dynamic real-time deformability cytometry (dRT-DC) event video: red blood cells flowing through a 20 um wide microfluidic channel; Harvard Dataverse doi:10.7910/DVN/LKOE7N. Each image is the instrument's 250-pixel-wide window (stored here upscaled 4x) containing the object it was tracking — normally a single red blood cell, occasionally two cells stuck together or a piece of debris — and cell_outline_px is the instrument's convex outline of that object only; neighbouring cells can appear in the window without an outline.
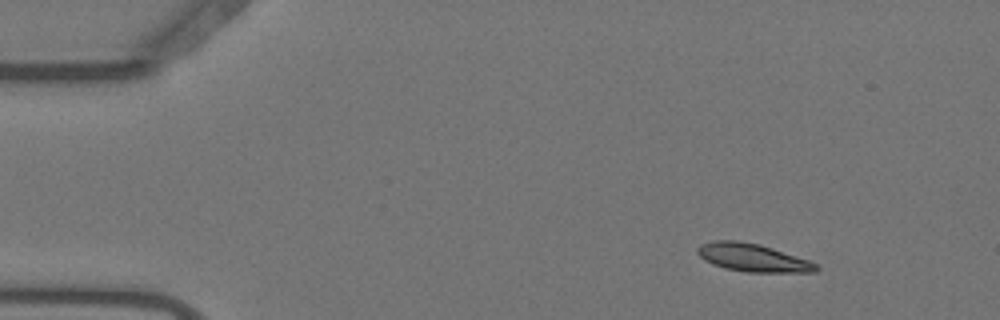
{"species": "Egyptian fruit bat (a non-hibernating species)", "species_latin": "Rousettus aegyptiacus", "temperature_condition": "warm", "stored_images_in_passage": 55, "camera_frame_rate_fps": 3000, "um_per_image_px": 0.085, "animal": {"sex": "female"}, "frame": {"image": 1, "passage_image": 7, "time_ms": 2.0, "image_size_px": [1000, 320], "cell_outline_px": [[820, 268], [816, 272], [748, 272], [724, 268], [712, 264], [704, 260], [696, 252], [696, 248], [700, 244], [712, 240], [740, 240], [760, 244], [808, 260], [816, 264]], "centroid_in_image_um": [63.93, 21.89], "position_along_channel_um": 21.1, "area_um2": 19.42}}
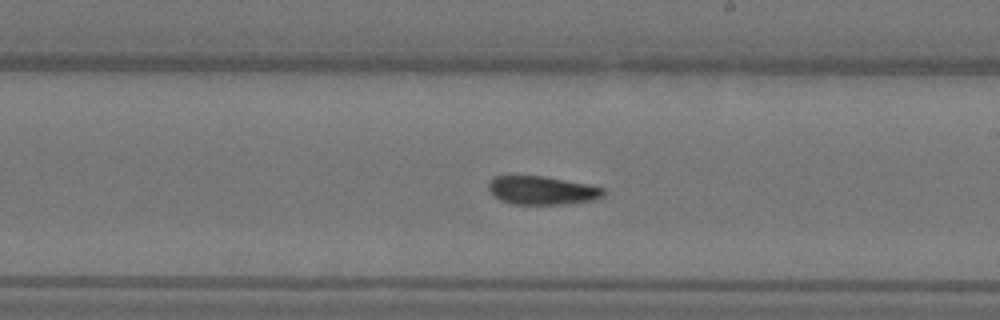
{"frame": {"image": 2, "passage_image": 32, "time_ms": 10.333, "image_size_px": [1000, 320], "cell_outline_px": [[604, 196], [600, 200], [564, 204], [512, 204], [500, 200], [488, 188], [488, 184], [496, 176], [544, 176], [588, 184], [604, 188]], "centroid_in_image_um": [46.15, 16.19], "position_along_channel_um": 242.9, "area_um2": 19.07}}
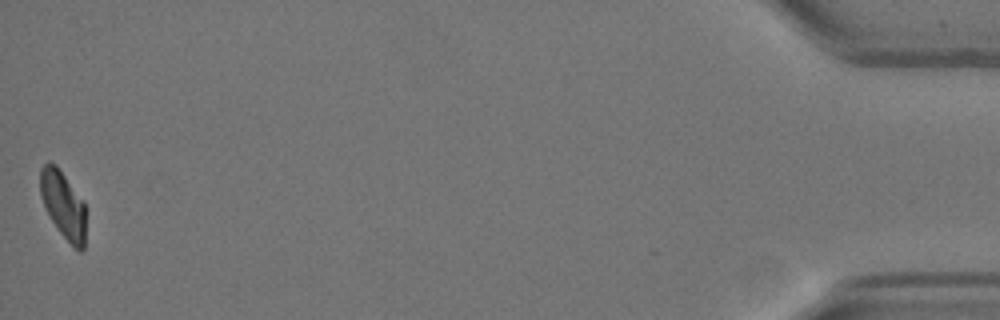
{"frame": {"image": 3, "passage_image": 55, "time_ms": 18.0, "image_size_px": [1000, 320], "cell_outline_px": [[84, 248], [80, 252], [72, 248], [60, 232], [52, 220], [40, 196], [40, 168], [48, 160], [56, 164], [84, 200]], "centroid_in_image_um": [5.37, 17.38], "position_along_channel_um": 429.8, "area_um2": 17.92}, "authors_computed_cell_mechanics": {"area_um2": 19.363, "velocity_mm_per_s": 3.6876, "shape_relaxation_time_tau1_ms": 5.2749, "shape_relaxation_time_tau2_ms": 3.4411, "deformation_change_tau1": 0.1733, "deformation_change_tau2": 0.0796}}